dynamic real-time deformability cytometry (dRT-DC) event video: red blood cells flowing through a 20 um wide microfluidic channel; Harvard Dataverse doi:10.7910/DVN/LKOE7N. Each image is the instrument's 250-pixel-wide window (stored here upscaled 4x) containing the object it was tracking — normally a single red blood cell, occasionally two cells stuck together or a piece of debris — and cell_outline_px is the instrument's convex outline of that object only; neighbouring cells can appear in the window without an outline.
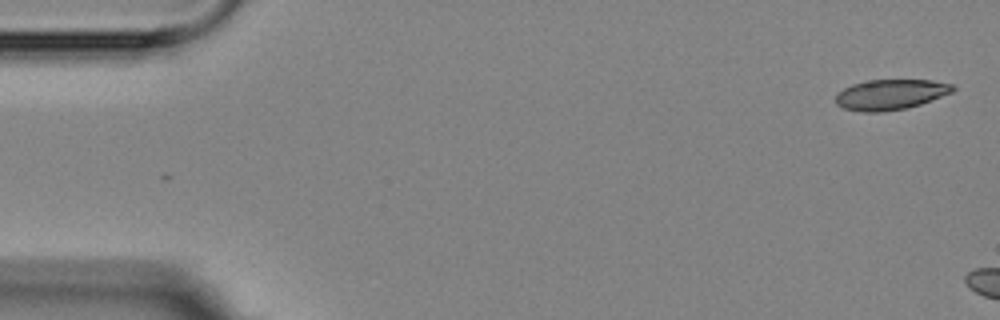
{"species": "Egyptian fruit bat (a non-hibernating species)", "species_latin": "Rousettus aegyptiacus", "temperature_condition": "room temperature", "stored_images_in_passage": 3, "camera_frame_rate_fps": 3000, "um_per_image_px": 0.085, "animal": {"sex": "female"}, "frame": {"image": 1, "passage_image": 1, "time_ms": 0.0, "image_size_px": [1000, 320], "cell_outline_px": [[956, 88], [952, 92], [920, 104], [908, 108], [884, 112], [864, 112], [844, 108], [836, 104], [836, 96], [844, 88], [852, 84], [868, 80], [932, 80], [952, 84]], "centroid_in_image_um": [75.7, 8.04], "position_along_channel_um": 9.3, "area_um2": 20.63}}